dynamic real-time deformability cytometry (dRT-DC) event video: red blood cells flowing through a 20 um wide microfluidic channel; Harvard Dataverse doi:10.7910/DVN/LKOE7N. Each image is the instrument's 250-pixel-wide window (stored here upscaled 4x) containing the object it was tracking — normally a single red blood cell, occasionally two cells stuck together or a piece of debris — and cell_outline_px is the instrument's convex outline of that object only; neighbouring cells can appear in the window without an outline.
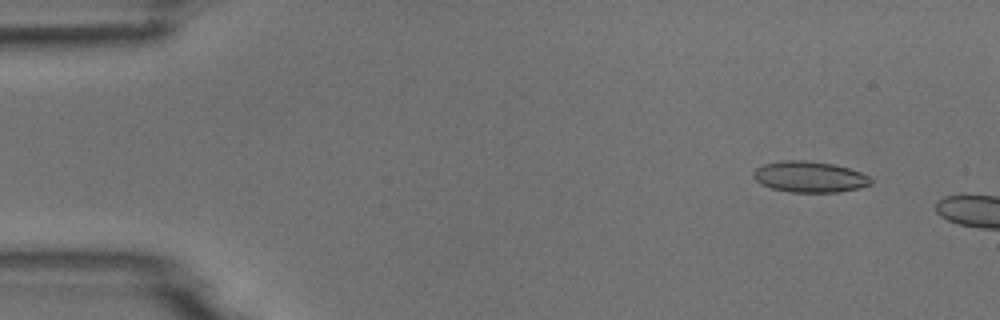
{"species": "common noctule bat (a hibernating species)", "species_latin": "Nyctalus noctula", "temperature_condition": "room temperature", "stored_images_in_passage": 2, "camera_frame_rate_fps": 3000, "um_per_image_px": 0.085, "animal": {"sex": "male", "body_mass_g": 18.8}, "frame": {"image": 1, "passage_image": 1, "time_ms": 0.0, "image_size_px": [1000, 320], "cell_outline_px": [[872, 184], [860, 188], [840, 192], [792, 192], [772, 188], [760, 184], [752, 176], [752, 172], [756, 168], [764, 164], [784, 160], [804, 160], [832, 164], [848, 168], [860, 172], [868, 176], [872, 180]], "centroid_in_image_um": [68.8, 15.03], "position_along_channel_um": 16.2, "area_um2": 21.21}}